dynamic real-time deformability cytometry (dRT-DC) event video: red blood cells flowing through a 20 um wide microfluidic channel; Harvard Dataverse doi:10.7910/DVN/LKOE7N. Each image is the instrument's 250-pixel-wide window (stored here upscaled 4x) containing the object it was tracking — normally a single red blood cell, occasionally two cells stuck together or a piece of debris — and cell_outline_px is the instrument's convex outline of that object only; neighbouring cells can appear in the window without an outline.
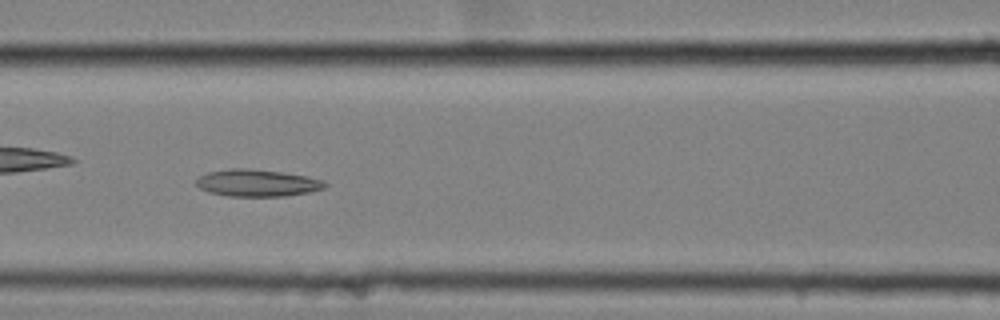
{"species": "common noctule bat (a hibernating species)", "species_latin": "Nyctalus noctula", "temperature_condition": "cold", "stored_images_in_passage": 58, "camera_frame_rate_fps": 3000, "um_per_image_px": 0.085, "animal": {"sex": "female", "body_mass_g": 25.1}, "frame": {"image": 1, "passage_image": 26, "time_ms": 8.333, "image_size_px": [1000, 320], "cell_outline_px": [[328, 184], [324, 188], [308, 192], [284, 196], [228, 196], [208, 192], [200, 188], [196, 184], [196, 180], [200, 176], [208, 172], [228, 168], [248, 168], [280, 172], [308, 176], [324, 180]], "centroid_in_image_um": [21.86, 15.54], "position_along_channel_um": 144.7, "area_um2": 20.29}}
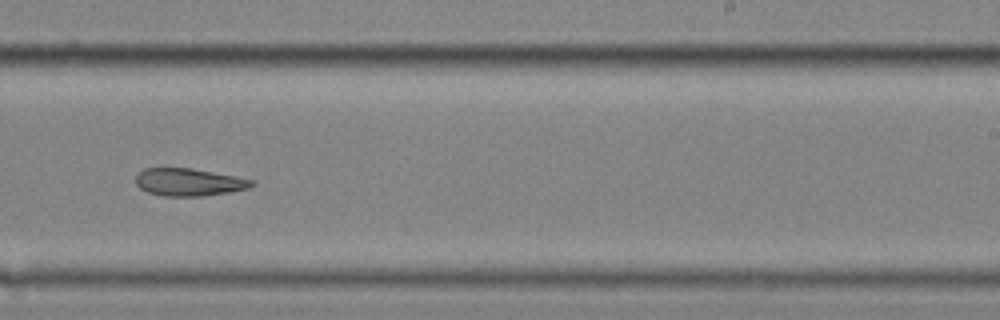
{"frame": {"image": 2, "passage_image": 37, "time_ms": 12.0, "image_size_px": [1000, 320], "cell_outline_px": [[256, 184], [248, 188], [228, 192], [204, 196], [164, 196], [148, 192], [140, 188], [136, 184], [136, 176], [144, 168], [192, 168], [236, 176], [256, 180]], "centroid_in_image_um": [16.09, 15.48], "position_along_channel_um": 272.9, "area_um2": 18.67}}
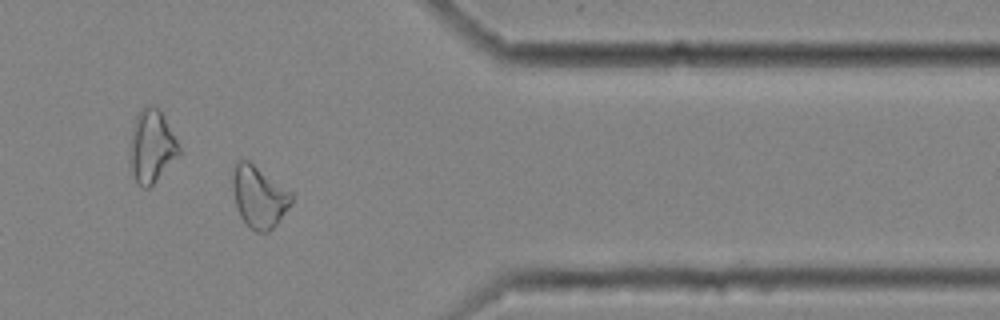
{"frame": {"image": 3, "passage_image": 48, "time_ms": 15.667, "image_size_px": [1000, 320], "cell_outline_px": [[292, 200], [288, 208], [276, 224], [268, 232], [256, 232], [240, 216], [236, 204], [232, 188], [232, 176], [236, 164], [240, 160], [248, 160], [292, 192]], "centroid_in_image_um": [22.01, 16.72], "position_along_channel_um": 389.4, "area_um2": 20.75}, "authors_computed_cell_mechanics": {"area_um2": 22.1952, "velocity_mm_per_s": 3.5063, "shape_relaxation_time_tau1_ms": null, "shape_relaxation_time_tau2_ms": 10.993, "deformation_change_tau1": null, "deformation_change_tau2": 0.214}}